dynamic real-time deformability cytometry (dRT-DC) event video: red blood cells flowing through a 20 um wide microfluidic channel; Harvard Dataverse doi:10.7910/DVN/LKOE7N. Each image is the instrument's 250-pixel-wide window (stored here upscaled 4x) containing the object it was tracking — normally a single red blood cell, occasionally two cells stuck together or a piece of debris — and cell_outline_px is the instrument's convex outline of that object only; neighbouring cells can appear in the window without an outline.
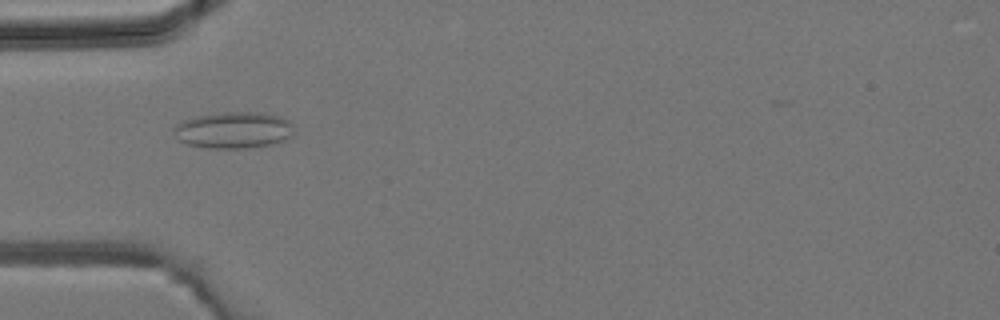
{"species": "common noctule bat (a hibernating species)", "species_latin": "Nyctalus noctula", "temperature_condition": "room temperature", "stored_images_in_passage": 44, "camera_frame_rate_fps": 3000, "um_per_image_px": 0.085, "animal": {"sex": "male", "body_mass_g": 19.2, "forearm_length_mm": 51.8}, "frame": {"image": 1, "passage_image": 14, "time_ms": 4.333, "image_size_px": [1000, 320], "cell_outline_px": [[292, 136], [288, 140], [272, 144], [248, 148], [208, 148], [188, 144], [180, 140], [172, 132], [172, 128], [176, 124], [184, 120], [196, 116], [224, 112], [264, 112], [280, 116], [288, 120], [292, 124]], "centroid_in_image_um": [19.87, 11.05], "position_along_channel_um": 65.1, "area_um2": 25.78}}
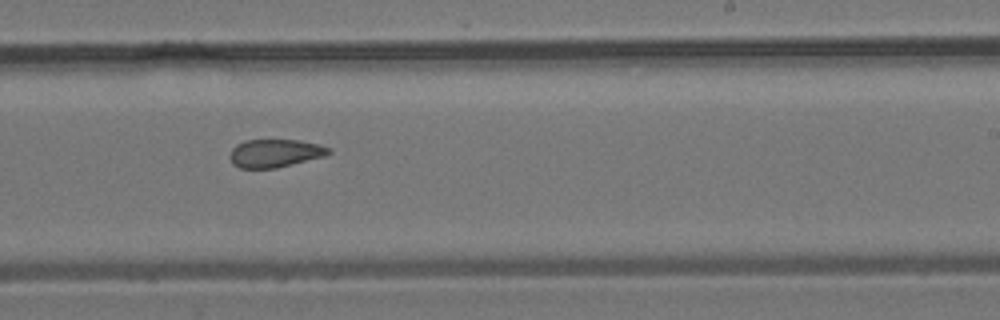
{"frame": {"image": 2, "passage_image": 27, "time_ms": 8.667, "image_size_px": [1000, 320], "cell_outline_px": [[332, 152], [328, 156], [276, 168], [240, 168], [232, 164], [228, 156], [232, 148], [236, 144], [244, 140], [300, 140], [320, 144], [332, 148]], "centroid_in_image_um": [23.41, 13.02], "position_along_channel_um": 265.6, "area_um2": 16.59}}
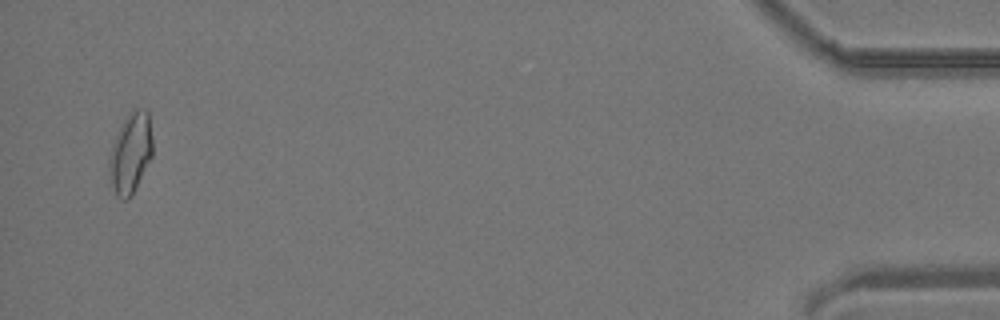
{"frame": {"image": 3, "passage_image": 43, "time_ms": 14.0, "image_size_px": [1000, 320], "cell_outline_px": [[152, 156], [132, 196], [128, 200], [120, 200], [116, 196], [108, 176], [108, 156], [112, 144], [128, 112], [136, 108], [148, 112], [152, 140]], "centroid_in_image_um": [11.07, 13.07], "position_along_channel_um": 424.1, "area_um2": 20.52}}